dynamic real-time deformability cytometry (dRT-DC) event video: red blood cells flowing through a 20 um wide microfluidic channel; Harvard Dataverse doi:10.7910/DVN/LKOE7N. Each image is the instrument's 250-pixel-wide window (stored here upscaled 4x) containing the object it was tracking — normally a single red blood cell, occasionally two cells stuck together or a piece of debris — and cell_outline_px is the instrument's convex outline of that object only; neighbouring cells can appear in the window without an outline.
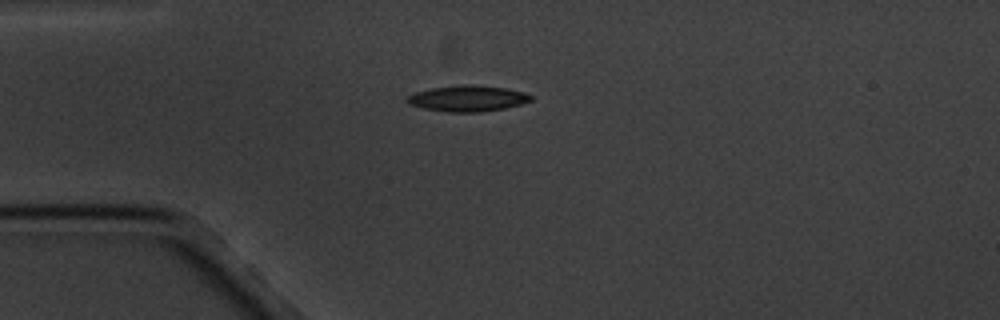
{"species": "common noctule bat (a hibernating species)", "species_latin": "Nyctalus noctula", "temperature_condition": "cold", "stored_images_in_passage": 6, "camera_frame_rate_fps": 3000, "um_per_image_px": 0.085, "animal": {"sex": "male", "body_mass_g": 20.1, "forearm_length_mm": 53.5}, "frame": {"image": 1, "passage_image": 1, "time_ms": 0.0, "image_size_px": [1000, 320], "cell_outline_px": [[532, 100], [520, 104], [504, 108], [480, 112], [448, 112], [424, 108], [408, 104], [404, 100], [408, 96], [416, 92], [432, 88], [464, 84], [476, 84], [504, 88], [524, 92], [532, 96]], "centroid_in_image_um": [39.73, 8.36], "position_along_channel_um": 45.3, "area_um2": 18.67}}
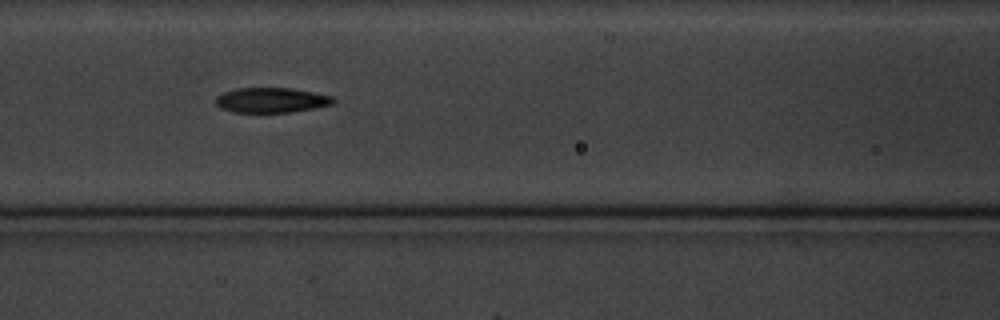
{"frame": {"image": 2, "passage_image": 4, "time_ms": 3.333, "image_size_px": [1000, 320], "cell_outline_px": [[336, 100], [332, 104], [292, 112], [232, 112], [220, 108], [216, 104], [216, 96], [224, 92], [236, 88], [292, 88], [332, 96]], "centroid_in_image_um": [23.04, 8.51], "position_along_channel_um": 143.6, "area_um2": 17.05}}
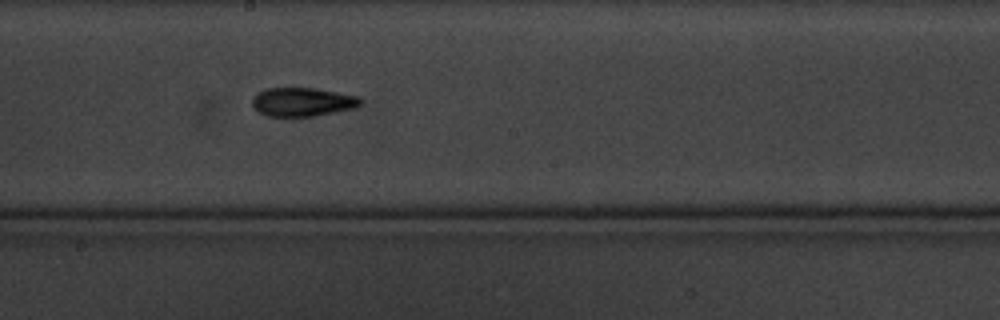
{"frame": {"image": 3, "passage_image": 6, "time_ms": 5.667, "image_size_px": [1000, 320], "cell_outline_px": [[364, 100], [360, 104], [352, 108], [316, 116], [268, 116], [260, 112], [252, 104], [252, 100], [260, 92], [268, 88], [316, 88], [360, 96]], "centroid_in_image_um": [25.77, 8.66], "position_along_channel_um": 222.4, "area_um2": 17.92}}